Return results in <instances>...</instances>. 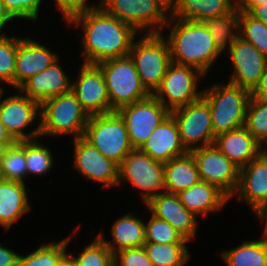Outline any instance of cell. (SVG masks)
I'll use <instances>...</instances> for the list:
<instances>
[{
    "label": "cell",
    "mask_w": 267,
    "mask_h": 266,
    "mask_svg": "<svg viewBox=\"0 0 267 266\" xmlns=\"http://www.w3.org/2000/svg\"><path fill=\"white\" fill-rule=\"evenodd\" d=\"M2 2L17 20L37 22L40 19L42 0H2Z\"/></svg>",
    "instance_id": "cell-40"
},
{
    "label": "cell",
    "mask_w": 267,
    "mask_h": 266,
    "mask_svg": "<svg viewBox=\"0 0 267 266\" xmlns=\"http://www.w3.org/2000/svg\"><path fill=\"white\" fill-rule=\"evenodd\" d=\"M202 22L210 31L219 50L225 54L238 37L239 10L237 7L228 14L207 18Z\"/></svg>",
    "instance_id": "cell-31"
},
{
    "label": "cell",
    "mask_w": 267,
    "mask_h": 266,
    "mask_svg": "<svg viewBox=\"0 0 267 266\" xmlns=\"http://www.w3.org/2000/svg\"><path fill=\"white\" fill-rule=\"evenodd\" d=\"M238 37L254 45L267 57V25L264 22L239 11Z\"/></svg>",
    "instance_id": "cell-37"
},
{
    "label": "cell",
    "mask_w": 267,
    "mask_h": 266,
    "mask_svg": "<svg viewBox=\"0 0 267 266\" xmlns=\"http://www.w3.org/2000/svg\"><path fill=\"white\" fill-rule=\"evenodd\" d=\"M124 119L129 141L140 149L151 133L170 115V111L153 95L124 106L117 111Z\"/></svg>",
    "instance_id": "cell-13"
},
{
    "label": "cell",
    "mask_w": 267,
    "mask_h": 266,
    "mask_svg": "<svg viewBox=\"0 0 267 266\" xmlns=\"http://www.w3.org/2000/svg\"><path fill=\"white\" fill-rule=\"evenodd\" d=\"M141 35L133 41L129 56L134 62L143 87L153 95L172 63L170 49L161 33Z\"/></svg>",
    "instance_id": "cell-5"
},
{
    "label": "cell",
    "mask_w": 267,
    "mask_h": 266,
    "mask_svg": "<svg viewBox=\"0 0 267 266\" xmlns=\"http://www.w3.org/2000/svg\"><path fill=\"white\" fill-rule=\"evenodd\" d=\"M59 59L38 74L29 77L18 90L40 105L47 99L71 91L72 78Z\"/></svg>",
    "instance_id": "cell-21"
},
{
    "label": "cell",
    "mask_w": 267,
    "mask_h": 266,
    "mask_svg": "<svg viewBox=\"0 0 267 266\" xmlns=\"http://www.w3.org/2000/svg\"><path fill=\"white\" fill-rule=\"evenodd\" d=\"M32 37H22L18 42L14 90H17L29 77L51 66L60 55Z\"/></svg>",
    "instance_id": "cell-19"
},
{
    "label": "cell",
    "mask_w": 267,
    "mask_h": 266,
    "mask_svg": "<svg viewBox=\"0 0 267 266\" xmlns=\"http://www.w3.org/2000/svg\"><path fill=\"white\" fill-rule=\"evenodd\" d=\"M71 91L89 116L114 112L111 108L106 83L97 65L82 63Z\"/></svg>",
    "instance_id": "cell-16"
},
{
    "label": "cell",
    "mask_w": 267,
    "mask_h": 266,
    "mask_svg": "<svg viewBox=\"0 0 267 266\" xmlns=\"http://www.w3.org/2000/svg\"><path fill=\"white\" fill-rule=\"evenodd\" d=\"M206 76L194 67L172 62L153 96L172 111L202 97L203 88L198 89V83Z\"/></svg>",
    "instance_id": "cell-10"
},
{
    "label": "cell",
    "mask_w": 267,
    "mask_h": 266,
    "mask_svg": "<svg viewBox=\"0 0 267 266\" xmlns=\"http://www.w3.org/2000/svg\"><path fill=\"white\" fill-rule=\"evenodd\" d=\"M150 219L145 222V243H188L170 223L157 218L152 213Z\"/></svg>",
    "instance_id": "cell-39"
},
{
    "label": "cell",
    "mask_w": 267,
    "mask_h": 266,
    "mask_svg": "<svg viewBox=\"0 0 267 266\" xmlns=\"http://www.w3.org/2000/svg\"><path fill=\"white\" fill-rule=\"evenodd\" d=\"M236 7L233 0H173L170 15L175 18L202 22L230 13Z\"/></svg>",
    "instance_id": "cell-27"
},
{
    "label": "cell",
    "mask_w": 267,
    "mask_h": 266,
    "mask_svg": "<svg viewBox=\"0 0 267 266\" xmlns=\"http://www.w3.org/2000/svg\"><path fill=\"white\" fill-rule=\"evenodd\" d=\"M261 154L265 157V159L267 160V143L263 144L261 146Z\"/></svg>",
    "instance_id": "cell-51"
},
{
    "label": "cell",
    "mask_w": 267,
    "mask_h": 266,
    "mask_svg": "<svg viewBox=\"0 0 267 266\" xmlns=\"http://www.w3.org/2000/svg\"><path fill=\"white\" fill-rule=\"evenodd\" d=\"M107 14L133 26L140 34L162 33L170 17L166 0H96Z\"/></svg>",
    "instance_id": "cell-6"
},
{
    "label": "cell",
    "mask_w": 267,
    "mask_h": 266,
    "mask_svg": "<svg viewBox=\"0 0 267 266\" xmlns=\"http://www.w3.org/2000/svg\"><path fill=\"white\" fill-rule=\"evenodd\" d=\"M73 167L85 180L101 183L104 188H116L119 180V165L106 158L83 137L73 138Z\"/></svg>",
    "instance_id": "cell-15"
},
{
    "label": "cell",
    "mask_w": 267,
    "mask_h": 266,
    "mask_svg": "<svg viewBox=\"0 0 267 266\" xmlns=\"http://www.w3.org/2000/svg\"><path fill=\"white\" fill-rule=\"evenodd\" d=\"M254 215L263 226L261 238L267 241V203L261 206Z\"/></svg>",
    "instance_id": "cell-47"
},
{
    "label": "cell",
    "mask_w": 267,
    "mask_h": 266,
    "mask_svg": "<svg viewBox=\"0 0 267 266\" xmlns=\"http://www.w3.org/2000/svg\"><path fill=\"white\" fill-rule=\"evenodd\" d=\"M0 244V266H17L20 254Z\"/></svg>",
    "instance_id": "cell-43"
},
{
    "label": "cell",
    "mask_w": 267,
    "mask_h": 266,
    "mask_svg": "<svg viewBox=\"0 0 267 266\" xmlns=\"http://www.w3.org/2000/svg\"><path fill=\"white\" fill-rule=\"evenodd\" d=\"M181 204L197 218L219 212L230 198L217 186L199 181L190 188L178 193ZM229 201V202H228Z\"/></svg>",
    "instance_id": "cell-23"
},
{
    "label": "cell",
    "mask_w": 267,
    "mask_h": 266,
    "mask_svg": "<svg viewBox=\"0 0 267 266\" xmlns=\"http://www.w3.org/2000/svg\"><path fill=\"white\" fill-rule=\"evenodd\" d=\"M143 246L153 266H184L192 256L187 243H145Z\"/></svg>",
    "instance_id": "cell-32"
},
{
    "label": "cell",
    "mask_w": 267,
    "mask_h": 266,
    "mask_svg": "<svg viewBox=\"0 0 267 266\" xmlns=\"http://www.w3.org/2000/svg\"><path fill=\"white\" fill-rule=\"evenodd\" d=\"M170 114L177 123L181 142L188 152L214 144L211 111L203 97L170 111Z\"/></svg>",
    "instance_id": "cell-12"
},
{
    "label": "cell",
    "mask_w": 267,
    "mask_h": 266,
    "mask_svg": "<svg viewBox=\"0 0 267 266\" xmlns=\"http://www.w3.org/2000/svg\"><path fill=\"white\" fill-rule=\"evenodd\" d=\"M15 143L16 141H0V162L4 157L6 150Z\"/></svg>",
    "instance_id": "cell-50"
},
{
    "label": "cell",
    "mask_w": 267,
    "mask_h": 266,
    "mask_svg": "<svg viewBox=\"0 0 267 266\" xmlns=\"http://www.w3.org/2000/svg\"><path fill=\"white\" fill-rule=\"evenodd\" d=\"M233 197L241 203L246 202L253 213L267 203V160L261 153L240 168L239 183Z\"/></svg>",
    "instance_id": "cell-20"
},
{
    "label": "cell",
    "mask_w": 267,
    "mask_h": 266,
    "mask_svg": "<svg viewBox=\"0 0 267 266\" xmlns=\"http://www.w3.org/2000/svg\"><path fill=\"white\" fill-rule=\"evenodd\" d=\"M227 51L232 67L228 81L252 91L264 72L267 57L240 37L235 39Z\"/></svg>",
    "instance_id": "cell-17"
},
{
    "label": "cell",
    "mask_w": 267,
    "mask_h": 266,
    "mask_svg": "<svg viewBox=\"0 0 267 266\" xmlns=\"http://www.w3.org/2000/svg\"><path fill=\"white\" fill-rule=\"evenodd\" d=\"M145 206L146 212L149 211V214L152 213L170 223L189 244L195 240L199 219L181 204L178 194L164 191L153 197Z\"/></svg>",
    "instance_id": "cell-18"
},
{
    "label": "cell",
    "mask_w": 267,
    "mask_h": 266,
    "mask_svg": "<svg viewBox=\"0 0 267 266\" xmlns=\"http://www.w3.org/2000/svg\"><path fill=\"white\" fill-rule=\"evenodd\" d=\"M251 97L267 99V64L262 76L260 77L259 83L251 91Z\"/></svg>",
    "instance_id": "cell-44"
},
{
    "label": "cell",
    "mask_w": 267,
    "mask_h": 266,
    "mask_svg": "<svg viewBox=\"0 0 267 266\" xmlns=\"http://www.w3.org/2000/svg\"><path fill=\"white\" fill-rule=\"evenodd\" d=\"M68 266H79V265L68 255Z\"/></svg>",
    "instance_id": "cell-52"
},
{
    "label": "cell",
    "mask_w": 267,
    "mask_h": 266,
    "mask_svg": "<svg viewBox=\"0 0 267 266\" xmlns=\"http://www.w3.org/2000/svg\"><path fill=\"white\" fill-rule=\"evenodd\" d=\"M126 182L140 190L141 199L146 205L165 191L164 164L153 160L140 149H133L119 165L117 187Z\"/></svg>",
    "instance_id": "cell-9"
},
{
    "label": "cell",
    "mask_w": 267,
    "mask_h": 266,
    "mask_svg": "<svg viewBox=\"0 0 267 266\" xmlns=\"http://www.w3.org/2000/svg\"><path fill=\"white\" fill-rule=\"evenodd\" d=\"M79 266H114V254L96 235L78 255L68 254Z\"/></svg>",
    "instance_id": "cell-36"
},
{
    "label": "cell",
    "mask_w": 267,
    "mask_h": 266,
    "mask_svg": "<svg viewBox=\"0 0 267 266\" xmlns=\"http://www.w3.org/2000/svg\"><path fill=\"white\" fill-rule=\"evenodd\" d=\"M200 181L196 161L187 152L164 163L165 191L178 194Z\"/></svg>",
    "instance_id": "cell-28"
},
{
    "label": "cell",
    "mask_w": 267,
    "mask_h": 266,
    "mask_svg": "<svg viewBox=\"0 0 267 266\" xmlns=\"http://www.w3.org/2000/svg\"><path fill=\"white\" fill-rule=\"evenodd\" d=\"M0 141H15L0 121Z\"/></svg>",
    "instance_id": "cell-49"
},
{
    "label": "cell",
    "mask_w": 267,
    "mask_h": 266,
    "mask_svg": "<svg viewBox=\"0 0 267 266\" xmlns=\"http://www.w3.org/2000/svg\"><path fill=\"white\" fill-rule=\"evenodd\" d=\"M110 231L112 236L110 241H107L103 231H99L97 235L113 254L123 249L142 247L145 244V221L135 212H127L117 218Z\"/></svg>",
    "instance_id": "cell-25"
},
{
    "label": "cell",
    "mask_w": 267,
    "mask_h": 266,
    "mask_svg": "<svg viewBox=\"0 0 267 266\" xmlns=\"http://www.w3.org/2000/svg\"><path fill=\"white\" fill-rule=\"evenodd\" d=\"M244 126L261 146L267 143V99L250 98Z\"/></svg>",
    "instance_id": "cell-35"
},
{
    "label": "cell",
    "mask_w": 267,
    "mask_h": 266,
    "mask_svg": "<svg viewBox=\"0 0 267 266\" xmlns=\"http://www.w3.org/2000/svg\"><path fill=\"white\" fill-rule=\"evenodd\" d=\"M66 24L83 29L80 54L85 64L97 65L128 56L133 41L140 35L133 26L107 14L97 4L72 15Z\"/></svg>",
    "instance_id": "cell-1"
},
{
    "label": "cell",
    "mask_w": 267,
    "mask_h": 266,
    "mask_svg": "<svg viewBox=\"0 0 267 266\" xmlns=\"http://www.w3.org/2000/svg\"><path fill=\"white\" fill-rule=\"evenodd\" d=\"M81 224L76 225V230L72 231L64 239L49 243L43 242L37 249L27 253V255L20 254L17 266H62L68 256V246L72 241L73 236L77 234Z\"/></svg>",
    "instance_id": "cell-29"
},
{
    "label": "cell",
    "mask_w": 267,
    "mask_h": 266,
    "mask_svg": "<svg viewBox=\"0 0 267 266\" xmlns=\"http://www.w3.org/2000/svg\"><path fill=\"white\" fill-rule=\"evenodd\" d=\"M220 257L226 266H267V241L245 240L237 247L222 250Z\"/></svg>",
    "instance_id": "cell-30"
},
{
    "label": "cell",
    "mask_w": 267,
    "mask_h": 266,
    "mask_svg": "<svg viewBox=\"0 0 267 266\" xmlns=\"http://www.w3.org/2000/svg\"><path fill=\"white\" fill-rule=\"evenodd\" d=\"M114 266H153L144 246L123 249L114 254Z\"/></svg>",
    "instance_id": "cell-41"
},
{
    "label": "cell",
    "mask_w": 267,
    "mask_h": 266,
    "mask_svg": "<svg viewBox=\"0 0 267 266\" xmlns=\"http://www.w3.org/2000/svg\"><path fill=\"white\" fill-rule=\"evenodd\" d=\"M214 145L239 168L261 153V145L245 126L217 135Z\"/></svg>",
    "instance_id": "cell-24"
},
{
    "label": "cell",
    "mask_w": 267,
    "mask_h": 266,
    "mask_svg": "<svg viewBox=\"0 0 267 266\" xmlns=\"http://www.w3.org/2000/svg\"><path fill=\"white\" fill-rule=\"evenodd\" d=\"M267 0H240L236 7L239 11L249 12L254 6L266 2Z\"/></svg>",
    "instance_id": "cell-48"
},
{
    "label": "cell",
    "mask_w": 267,
    "mask_h": 266,
    "mask_svg": "<svg viewBox=\"0 0 267 266\" xmlns=\"http://www.w3.org/2000/svg\"><path fill=\"white\" fill-rule=\"evenodd\" d=\"M15 94L0 96V121L11 137L16 141L32 140L40 137V104L22 94L18 89ZM39 120V121H38ZM38 124H35V123ZM34 123V124H33ZM35 125L26 133V128ZM25 131V132H24Z\"/></svg>",
    "instance_id": "cell-11"
},
{
    "label": "cell",
    "mask_w": 267,
    "mask_h": 266,
    "mask_svg": "<svg viewBox=\"0 0 267 266\" xmlns=\"http://www.w3.org/2000/svg\"><path fill=\"white\" fill-rule=\"evenodd\" d=\"M193 155L201 181L217 186L231 200L235 194L240 168L231 162L213 145L196 148L190 151Z\"/></svg>",
    "instance_id": "cell-14"
},
{
    "label": "cell",
    "mask_w": 267,
    "mask_h": 266,
    "mask_svg": "<svg viewBox=\"0 0 267 266\" xmlns=\"http://www.w3.org/2000/svg\"><path fill=\"white\" fill-rule=\"evenodd\" d=\"M2 179L26 183L27 169L25 158V141L11 145L0 162Z\"/></svg>",
    "instance_id": "cell-34"
},
{
    "label": "cell",
    "mask_w": 267,
    "mask_h": 266,
    "mask_svg": "<svg viewBox=\"0 0 267 266\" xmlns=\"http://www.w3.org/2000/svg\"><path fill=\"white\" fill-rule=\"evenodd\" d=\"M226 83V84H225ZM204 87L202 97L208 102L214 136L244 126L251 91L229 81Z\"/></svg>",
    "instance_id": "cell-3"
},
{
    "label": "cell",
    "mask_w": 267,
    "mask_h": 266,
    "mask_svg": "<svg viewBox=\"0 0 267 266\" xmlns=\"http://www.w3.org/2000/svg\"><path fill=\"white\" fill-rule=\"evenodd\" d=\"M41 140L42 137L25 141L27 178L34 175L39 177L47 175L54 168V153L52 154L53 151L49 145L43 144Z\"/></svg>",
    "instance_id": "cell-33"
},
{
    "label": "cell",
    "mask_w": 267,
    "mask_h": 266,
    "mask_svg": "<svg viewBox=\"0 0 267 266\" xmlns=\"http://www.w3.org/2000/svg\"><path fill=\"white\" fill-rule=\"evenodd\" d=\"M140 150L163 164L188 152L181 142L177 123L171 114L151 133Z\"/></svg>",
    "instance_id": "cell-22"
},
{
    "label": "cell",
    "mask_w": 267,
    "mask_h": 266,
    "mask_svg": "<svg viewBox=\"0 0 267 266\" xmlns=\"http://www.w3.org/2000/svg\"><path fill=\"white\" fill-rule=\"evenodd\" d=\"M248 14L253 18L264 22L267 25V1L254 6Z\"/></svg>",
    "instance_id": "cell-46"
},
{
    "label": "cell",
    "mask_w": 267,
    "mask_h": 266,
    "mask_svg": "<svg viewBox=\"0 0 267 266\" xmlns=\"http://www.w3.org/2000/svg\"><path fill=\"white\" fill-rule=\"evenodd\" d=\"M90 0H54L56 8L60 11L62 19L65 22L74 14L84 11L87 8L94 7L96 3H90Z\"/></svg>",
    "instance_id": "cell-42"
},
{
    "label": "cell",
    "mask_w": 267,
    "mask_h": 266,
    "mask_svg": "<svg viewBox=\"0 0 267 266\" xmlns=\"http://www.w3.org/2000/svg\"><path fill=\"white\" fill-rule=\"evenodd\" d=\"M83 138L118 165L134 149L125 121L117 111L90 116Z\"/></svg>",
    "instance_id": "cell-7"
},
{
    "label": "cell",
    "mask_w": 267,
    "mask_h": 266,
    "mask_svg": "<svg viewBox=\"0 0 267 266\" xmlns=\"http://www.w3.org/2000/svg\"><path fill=\"white\" fill-rule=\"evenodd\" d=\"M97 66L105 79L108 97L113 111L131 105L150 94L143 87L130 56L103 61Z\"/></svg>",
    "instance_id": "cell-8"
},
{
    "label": "cell",
    "mask_w": 267,
    "mask_h": 266,
    "mask_svg": "<svg viewBox=\"0 0 267 266\" xmlns=\"http://www.w3.org/2000/svg\"><path fill=\"white\" fill-rule=\"evenodd\" d=\"M22 37L15 35L0 36V83L14 88V73L18 42Z\"/></svg>",
    "instance_id": "cell-38"
},
{
    "label": "cell",
    "mask_w": 267,
    "mask_h": 266,
    "mask_svg": "<svg viewBox=\"0 0 267 266\" xmlns=\"http://www.w3.org/2000/svg\"><path fill=\"white\" fill-rule=\"evenodd\" d=\"M12 20L18 21L7 9V6L0 0V36H4L7 33L4 32V28L8 23H10Z\"/></svg>",
    "instance_id": "cell-45"
},
{
    "label": "cell",
    "mask_w": 267,
    "mask_h": 266,
    "mask_svg": "<svg viewBox=\"0 0 267 266\" xmlns=\"http://www.w3.org/2000/svg\"><path fill=\"white\" fill-rule=\"evenodd\" d=\"M27 183L2 179L0 181V226L7 230L24 214L31 211Z\"/></svg>",
    "instance_id": "cell-26"
},
{
    "label": "cell",
    "mask_w": 267,
    "mask_h": 266,
    "mask_svg": "<svg viewBox=\"0 0 267 266\" xmlns=\"http://www.w3.org/2000/svg\"><path fill=\"white\" fill-rule=\"evenodd\" d=\"M89 117L72 91L49 98L40 105V137H83Z\"/></svg>",
    "instance_id": "cell-4"
},
{
    "label": "cell",
    "mask_w": 267,
    "mask_h": 266,
    "mask_svg": "<svg viewBox=\"0 0 267 266\" xmlns=\"http://www.w3.org/2000/svg\"><path fill=\"white\" fill-rule=\"evenodd\" d=\"M62 266H68V256H67L66 262Z\"/></svg>",
    "instance_id": "cell-54"
},
{
    "label": "cell",
    "mask_w": 267,
    "mask_h": 266,
    "mask_svg": "<svg viewBox=\"0 0 267 266\" xmlns=\"http://www.w3.org/2000/svg\"><path fill=\"white\" fill-rule=\"evenodd\" d=\"M165 27L163 31L169 29L168 35L161 34L168 42L173 63L194 67L206 75L223 54L203 22L170 15Z\"/></svg>",
    "instance_id": "cell-2"
},
{
    "label": "cell",
    "mask_w": 267,
    "mask_h": 266,
    "mask_svg": "<svg viewBox=\"0 0 267 266\" xmlns=\"http://www.w3.org/2000/svg\"><path fill=\"white\" fill-rule=\"evenodd\" d=\"M236 4L240 1V0H233Z\"/></svg>",
    "instance_id": "cell-55"
},
{
    "label": "cell",
    "mask_w": 267,
    "mask_h": 266,
    "mask_svg": "<svg viewBox=\"0 0 267 266\" xmlns=\"http://www.w3.org/2000/svg\"><path fill=\"white\" fill-rule=\"evenodd\" d=\"M2 83H0V96H1V94L5 91V89H4V87H6L5 86V84L3 83V85H1Z\"/></svg>",
    "instance_id": "cell-53"
}]
</instances>
